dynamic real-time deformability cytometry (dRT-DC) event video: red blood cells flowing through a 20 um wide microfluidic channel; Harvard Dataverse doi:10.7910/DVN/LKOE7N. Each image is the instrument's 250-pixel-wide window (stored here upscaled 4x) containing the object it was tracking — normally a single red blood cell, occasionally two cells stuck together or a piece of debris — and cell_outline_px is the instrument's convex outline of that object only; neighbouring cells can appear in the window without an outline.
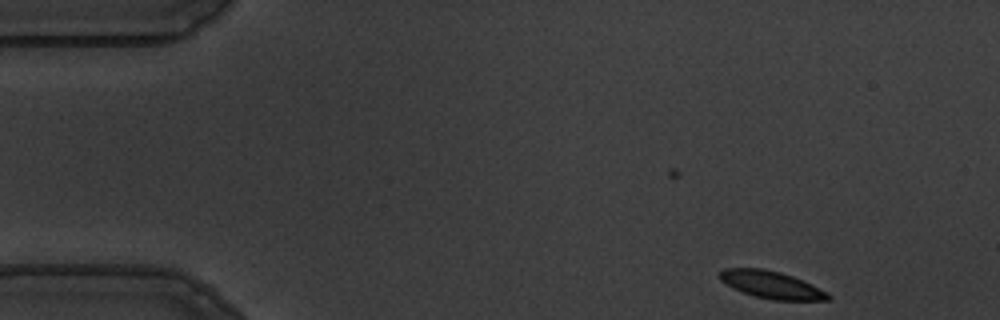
{"species": "common noctule bat (a hibernating species)", "species_latin": "Nyctalus noctula", "temperature_condition": "warm", "stored_images_in_passage": 52, "camera_frame_rate_fps": 3000, "um_per_image_px": 0.085, "animal": {"sex": "male", "body_mass_g": 19.5, "forearm_length_mm": 54.6}, "frame": {"image": 1, "passage_image": 1, "time_ms": 0.0, "image_size_px": [1000, 320], "cell_outline_px": [[832, 300], [772, 300], [756, 296], [744, 292], [720, 280], [720, 272], [724, 268], [764, 268], [780, 272], [792, 276], [812, 284], [828, 292], [832, 296]], "centroid_in_image_um": [65.64, 24.2], "position_along_channel_um": 19.4, "area_um2": 17.11}}
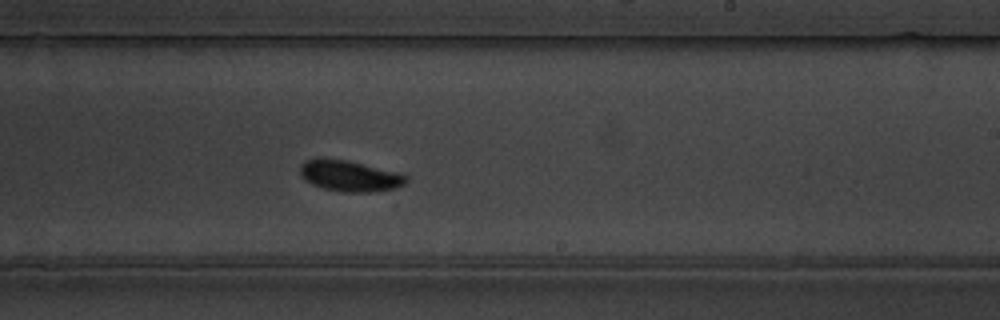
{"frame": {"image": 2, "passage_image": 29, "time_ms": 9.333, "image_size_px": [1000, 320], "cell_outline_px": [[408, 180], [404, 184], [396, 188], [376, 192], [340, 192], [324, 188], [312, 184], [300, 172], [300, 164], [304, 160], [316, 156], [324, 156], [348, 160], [396, 172], [408, 176]], "centroid_in_image_um": [29.7, 14.92], "position_along_channel_um": 259.3, "area_um2": 19.48}}
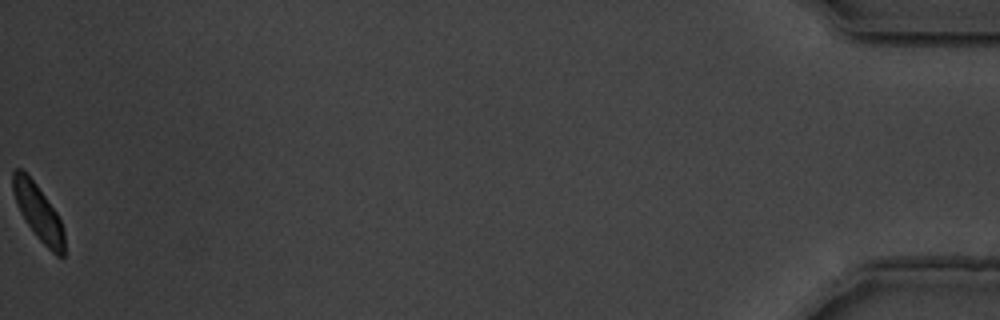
{"frame": {"image": 3, "passage_image": 52, "time_ms": 17.0, "image_size_px": [1000, 320], "cell_outline_px": [[64, 256], [56, 256], [36, 236], [24, 220], [16, 204], [12, 192], [12, 172], [16, 168], [20, 168], [36, 184], [56, 212], [60, 220], [64, 232]], "centroid_in_image_um": [3.23, 18.05], "position_along_channel_um": 432.0, "area_um2": 16.59}, "authors_computed_cell_mechanics": {"area_um2": 18.0336, "velocity_mm_per_s": 3.5491, "shape_relaxation_time_tau1_ms": 8.8415, "shape_relaxation_time_tau2_ms": null, "deformation_change_tau1": 0.24, "deformation_change_tau2": null}}